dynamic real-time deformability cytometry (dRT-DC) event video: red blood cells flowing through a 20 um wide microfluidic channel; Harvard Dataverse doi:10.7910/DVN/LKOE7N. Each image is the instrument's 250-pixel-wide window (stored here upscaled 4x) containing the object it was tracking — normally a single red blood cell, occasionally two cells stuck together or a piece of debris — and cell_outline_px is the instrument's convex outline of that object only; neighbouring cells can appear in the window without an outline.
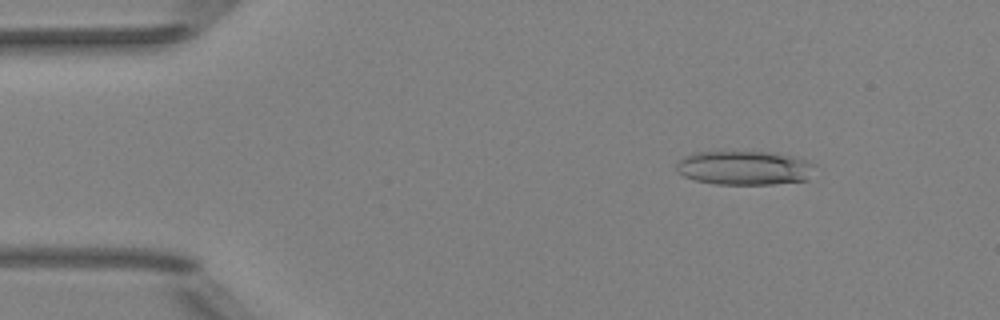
{"species": "Egyptian fruit bat (a non-hibernating species)", "species_latin": "Rousettus aegyptiacus", "temperature_condition": "room temperature", "stored_images_in_passage": 42, "camera_frame_rate_fps": 3000, "um_per_image_px": 0.085, "animal": {"sex": "female"}, "frame": {"image": 1, "passage_image": 7, "time_ms": 2.0, "image_size_px": [1000, 320], "cell_outline_px": [[816, 164], [808, 180], [776, 184], [716, 184], [696, 180], [684, 176], [676, 172], [676, 164], [684, 156], [696, 152], [776, 152], [808, 160]], "centroid_in_image_um": [63.3, 14.27], "position_along_channel_um": 21.7, "area_um2": 27.69}}
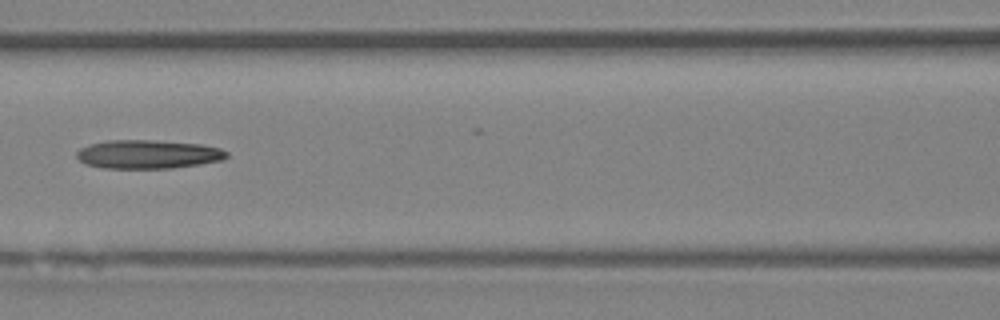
{"frame": {"image": 2, "passage_image": 23, "time_ms": 7.333, "image_size_px": [1000, 320], "cell_outline_px": [[228, 156], [224, 160], [200, 164], [172, 168], [104, 168], [84, 164], [76, 156], [76, 152], [80, 148], [88, 144], [108, 140], [152, 140], [200, 144], [220, 148], [228, 152]], "centroid_in_image_um": [12.57, 13.11], "position_along_channel_um": 154.0, "area_um2": 25.2}}
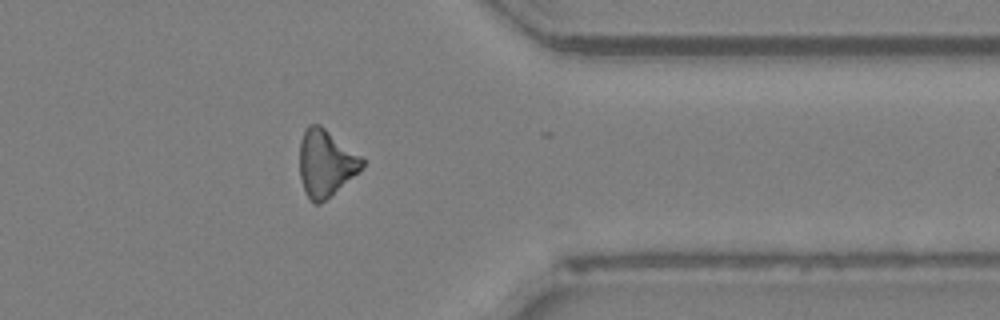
{"frame": {"image": 3, "passage_image": 41, "time_ms": 13.333, "image_size_px": [1000, 320], "cell_outline_px": [[364, 164], [352, 176], [320, 204], [312, 204], [300, 180], [300, 140], [304, 128], [308, 124], [320, 124], [364, 156]], "centroid_in_image_um": [27.67, 13.81], "position_along_channel_um": 383.7, "area_um2": 24.33}}